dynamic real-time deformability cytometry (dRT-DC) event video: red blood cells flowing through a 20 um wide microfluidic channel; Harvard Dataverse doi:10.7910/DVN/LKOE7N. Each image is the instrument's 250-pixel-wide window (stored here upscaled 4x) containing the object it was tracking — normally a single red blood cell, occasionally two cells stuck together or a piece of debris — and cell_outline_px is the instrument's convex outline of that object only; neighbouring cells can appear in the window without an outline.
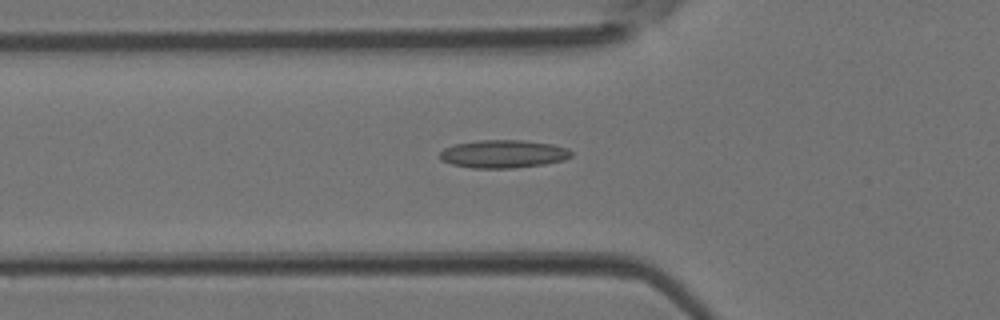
{"species": "Egyptian fruit bat (a non-hibernating species)", "species_latin": "Rousettus aegyptiacus", "temperature_condition": "room temperature", "stored_images_in_passage": 30, "camera_frame_rate_fps": 3000, "um_per_image_px": 0.085, "animal": {"sex": "female"}, "frame": {"image": 1, "passage_image": 6, "time_ms": 1.667, "image_size_px": [1000, 320], "cell_outline_px": [[572, 156], [564, 160], [544, 164], [516, 168], [472, 168], [452, 164], [440, 160], [440, 152], [444, 148], [456, 144], [480, 140], [524, 140], [552, 144], [568, 148], [572, 152]], "centroid_in_image_um": [42.8, 13.09], "position_along_channel_um": 83.0, "area_um2": 21.5}}
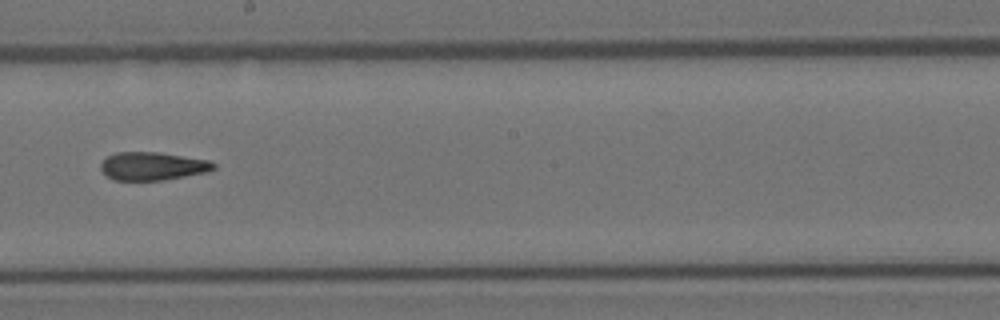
{"frame": {"image": 2, "passage_image": 16, "time_ms": 5.0, "image_size_px": [1000, 320], "cell_outline_px": [[216, 168], [208, 172], [164, 180], [112, 180], [100, 168], [100, 164], [108, 156], [116, 152], [160, 152], [208, 160], [216, 164]], "centroid_in_image_um": [12.99, 14.12], "position_along_channel_um": 235.2, "area_um2": 18.55}}
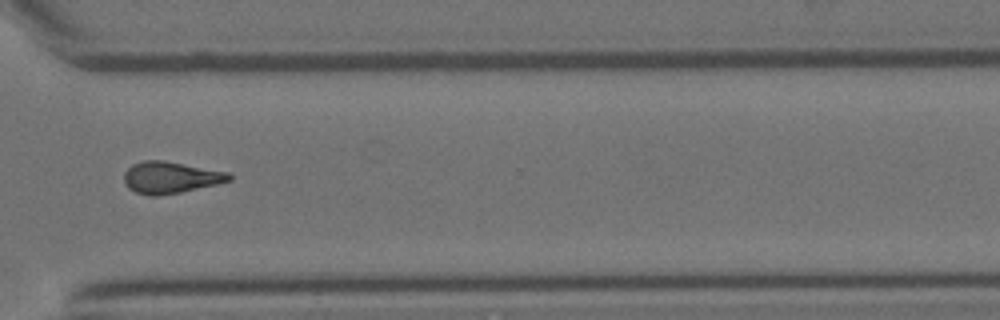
{"frame": {"image": 3, "passage_image": 24, "time_ms": 7.667, "image_size_px": [1000, 320], "cell_outline_px": [[232, 180], [216, 184], [180, 192], [156, 196], [152, 196], [136, 192], [128, 188], [124, 184], [124, 172], [132, 164], [144, 160], [164, 160], [228, 172], [232, 176]], "centroid_in_image_um": [14.47, 15.08], "position_along_channel_um": 356.1, "area_um2": 19.36}}